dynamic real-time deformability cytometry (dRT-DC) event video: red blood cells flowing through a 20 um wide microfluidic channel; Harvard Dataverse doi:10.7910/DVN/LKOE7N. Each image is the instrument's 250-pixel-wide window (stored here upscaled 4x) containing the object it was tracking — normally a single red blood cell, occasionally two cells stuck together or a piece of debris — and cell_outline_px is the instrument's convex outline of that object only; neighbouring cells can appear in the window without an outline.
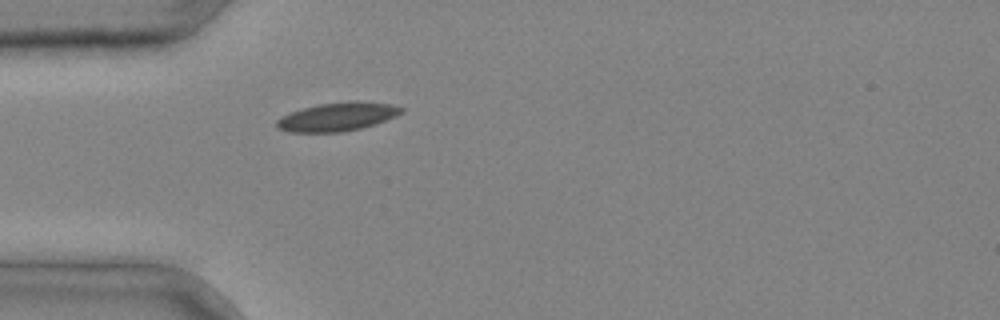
{"species": "common noctule bat (a hibernating species)", "species_latin": "Nyctalus noctula", "temperature_condition": "cold", "stored_images_in_passage": 1, "camera_frame_rate_fps": 3000, "um_per_image_px": 0.085, "animal": {"sex": "male", "body_mass_g": 20.4}, "frame": {"image": 1, "passage_image": 1, "time_ms": 0.0, "image_size_px": [1000, 320], "cell_outline_px": [[404, 112], [396, 116], [376, 124], [360, 128], [340, 132], [288, 132], [276, 128], [276, 120], [280, 116], [304, 108], [320, 104], [348, 100], [360, 100], [392, 104], [404, 108]], "centroid_in_image_um": [28.71, 9.91], "position_along_channel_um": 56.3, "area_um2": 20.98}}